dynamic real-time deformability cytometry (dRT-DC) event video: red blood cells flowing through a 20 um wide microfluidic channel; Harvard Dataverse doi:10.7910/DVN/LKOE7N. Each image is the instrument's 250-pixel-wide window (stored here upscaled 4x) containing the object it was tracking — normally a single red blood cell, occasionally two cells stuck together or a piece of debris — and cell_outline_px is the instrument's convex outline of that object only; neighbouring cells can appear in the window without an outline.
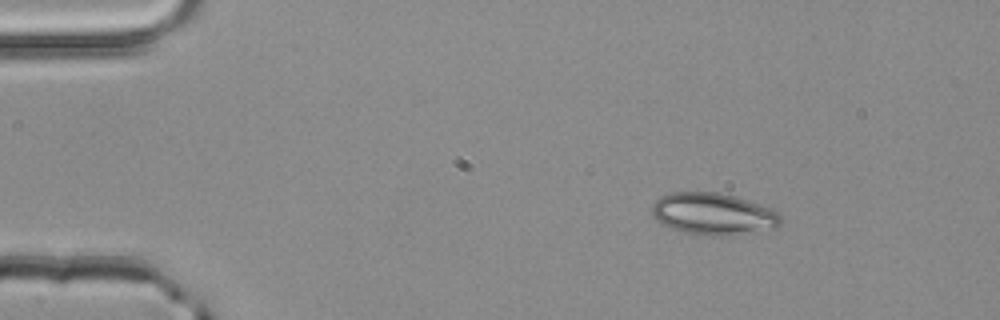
{"species": "common noctule bat (a hibernating species)", "species_latin": "Nyctalus noctula", "temperature_condition": "room temperature", "stored_images_in_passage": 3, "camera_frame_rate_fps": 3000, "um_per_image_px": 0.085, "animal": {"sex": "male", "body_mass_g": 20.4}, "frame": {"image": 1, "passage_image": 1, "time_ms": 0.0, "image_size_px": [1000, 320], "cell_outline_px": [[780, 224], [772, 228], [724, 236], [708, 236], [684, 232], [660, 224], [652, 216], [652, 204], [660, 196], [668, 192], [720, 192], [736, 196], [772, 208], [780, 216]], "centroid_in_image_um": [60.56, 18.16], "position_along_channel_um": 24.4, "area_um2": 31.5}}